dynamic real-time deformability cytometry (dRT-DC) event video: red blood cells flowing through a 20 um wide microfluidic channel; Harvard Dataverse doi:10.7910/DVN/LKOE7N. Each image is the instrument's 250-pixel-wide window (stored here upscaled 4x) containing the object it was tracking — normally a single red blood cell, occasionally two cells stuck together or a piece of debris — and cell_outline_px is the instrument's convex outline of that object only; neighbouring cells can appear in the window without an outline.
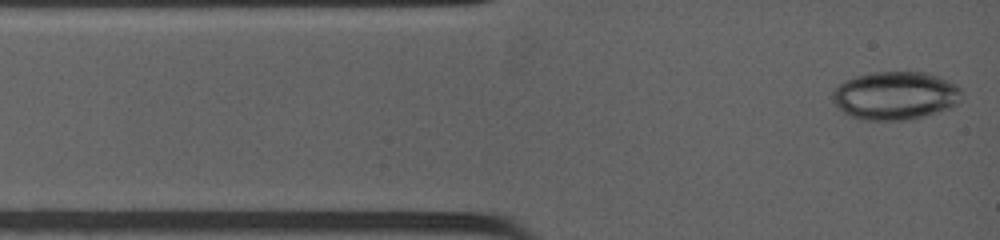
{"species": "common noctule bat (a hibernating species)", "species_latin": "Nyctalus noctula", "temperature_condition": "warm", "stored_images_in_passage": 14, "camera_frame_rate_fps": 4500, "um_per_image_px": 0.085, "animal": {"sex": "female", "body_mass_g": 19.0, "forearm_length_mm": 53.3}, "frame": {"image": 1, "passage_image": 1, "time_ms": 0.0, "image_size_px": [1000, 240], "cell_outline_px": [[964, 92], [960, 100], [956, 104], [948, 108], [920, 116], [900, 120], [868, 120], [852, 116], [844, 112], [832, 100], [832, 92], [844, 80], [856, 76], [876, 72], [928, 72], [960, 88]], "centroid_in_image_um": [76.08, 8.11], "position_along_channel_um": 8.9, "area_um2": 35.66}}
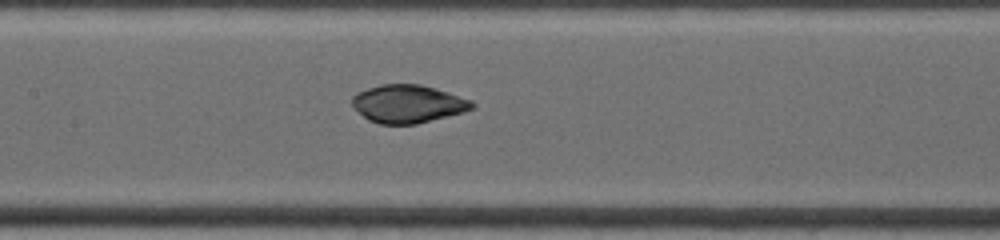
{"frame": {"image": 2, "passage_image": 11, "time_ms": 5.111, "image_size_px": [1000, 240], "cell_outline_px": [[476, 104], [472, 108], [460, 112], [416, 124], [380, 124], [368, 120], [352, 104], [352, 96], [356, 92], [380, 84], [420, 84], [472, 100]], "centroid_in_image_um": [34.63, 8.82], "position_along_channel_um": 172.8, "area_um2": 26.13}}
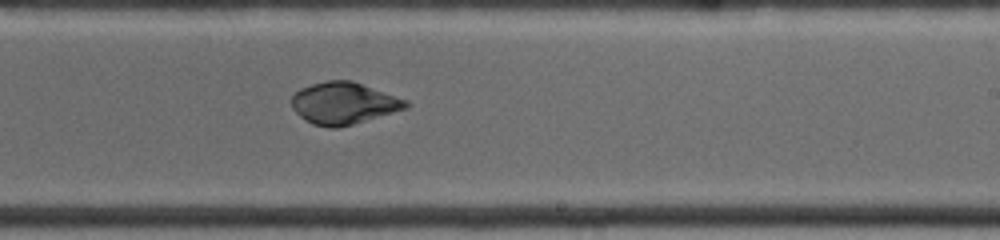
{"frame": {"image": 3, "passage_image": 14, "time_ms": 7.333, "image_size_px": [1000, 240], "cell_outline_px": [[408, 108], [352, 124], [336, 128], [328, 128], [312, 124], [304, 120], [292, 108], [292, 96], [300, 88], [312, 84], [328, 80], [352, 80], [408, 100]], "centroid_in_image_um": [29.2, 8.77], "position_along_channel_um": 259.8, "area_um2": 27.86}}